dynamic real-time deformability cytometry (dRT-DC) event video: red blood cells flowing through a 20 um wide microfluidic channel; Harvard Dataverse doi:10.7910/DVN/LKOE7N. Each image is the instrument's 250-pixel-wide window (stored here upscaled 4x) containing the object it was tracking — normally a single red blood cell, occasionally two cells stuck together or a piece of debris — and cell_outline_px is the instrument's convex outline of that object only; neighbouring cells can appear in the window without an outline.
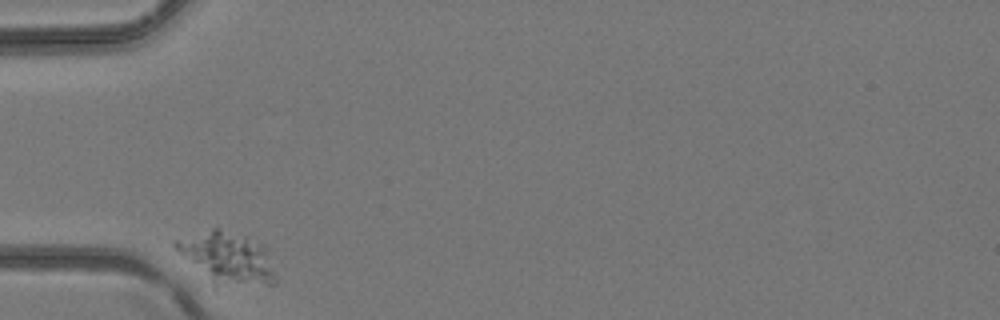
{"species": "common noctule bat (a hibernating species)", "species_latin": "Nyctalus noctula", "temperature_condition": "room temperature", "stored_images_in_passage": 25, "camera_frame_rate_fps": 3000, "um_per_image_px": 0.085, "animal": {"sex": "female", "body_mass_g": 24.6, "forearm_length_mm": 56.2}, "frame": {"image": 1, "passage_image": 1, "time_ms": 0.0, "image_size_px": [1000, 320], "cell_outline_px": [[276, 284], [216, 288], [172, 244], [172, 240], [212, 228], [220, 228], [248, 236], [260, 244], [268, 252], [276, 280]], "centroid_in_image_um": [19.33, 21.94], "position_along_channel_um": 65.7, "area_um2": 30.29}}
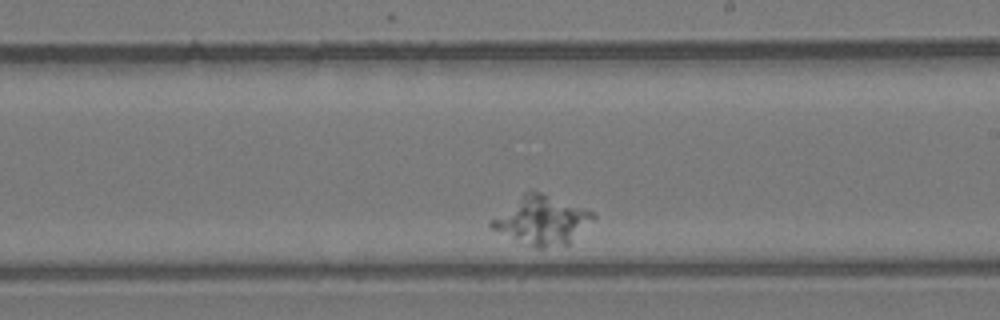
{"frame": {"image": 2, "passage_image": 15, "time_ms": 4.667, "image_size_px": [1000, 320], "cell_outline_px": [[596, 216], [568, 244], [544, 248], [536, 248], [492, 228], [488, 224], [488, 220], [524, 192], [540, 192], [592, 212]], "centroid_in_image_um": [46.0, 18.73], "position_along_channel_um": 243.0, "area_um2": 27.86}}
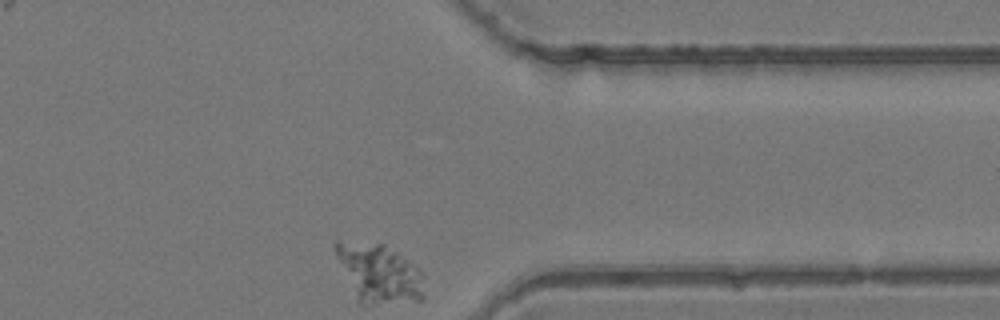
{"frame": {"image": 3, "passage_image": 25, "time_ms": 8.0, "image_size_px": [1000, 320], "cell_outline_px": [[424, 300], [360, 304], [356, 300], [336, 256], [332, 244], [336, 240], [384, 244], [396, 252], [412, 264], [424, 276]], "centroid_in_image_um": [32.18, 23.22], "position_along_channel_um": 379.2, "area_um2": 30.11}}